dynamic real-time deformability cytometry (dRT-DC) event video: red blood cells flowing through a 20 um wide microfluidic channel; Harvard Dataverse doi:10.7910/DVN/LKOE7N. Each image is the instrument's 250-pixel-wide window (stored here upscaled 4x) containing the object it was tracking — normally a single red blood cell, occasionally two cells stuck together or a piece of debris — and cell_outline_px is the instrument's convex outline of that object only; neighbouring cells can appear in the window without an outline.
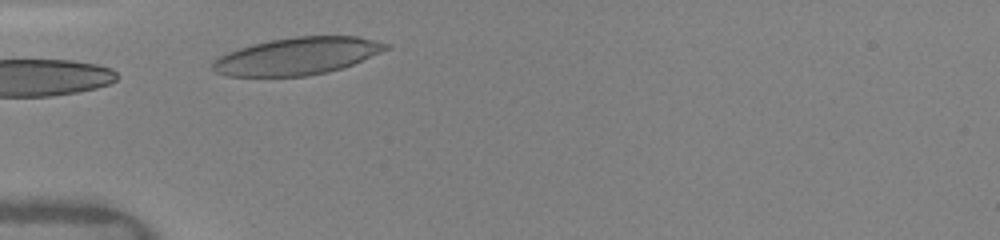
{"species": "human", "species_latin": "Homo sapiens", "temperature_condition": "warm", "stored_images_in_passage": 2, "camera_frame_rate_fps": 3000, "um_per_image_px": 0.085, "donor": {"sex": "female"}, "frame": {"image": 1, "passage_image": 1, "time_ms": 0.0, "image_size_px": [1000, 240], "cell_outline_px": [[392, 48], [352, 64], [328, 72], [304, 76], [228, 76], [216, 72], [212, 68], [212, 64], [220, 56], [228, 52], [252, 44], [272, 40], [296, 36], [356, 36], [376, 40], [392, 44]], "centroid_in_image_um": [25.32, 4.76], "position_along_channel_um": 59.7, "area_um2": 37.45}}
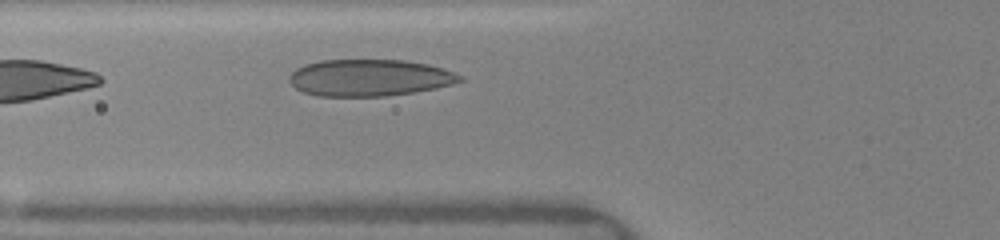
{"frame": {"image": 2, "passage_image": 2, "time_ms": 1.0, "image_size_px": [1000, 240], "cell_outline_px": [[464, 80], [452, 84], [436, 88], [412, 92], [384, 96], [316, 96], [304, 92], [296, 88], [288, 80], [288, 76], [296, 68], [304, 64], [320, 60], [404, 60], [428, 64], [464, 76]], "centroid_in_image_um": [31.38, 6.6], "position_along_channel_um": 94.4, "area_um2": 36.53}}